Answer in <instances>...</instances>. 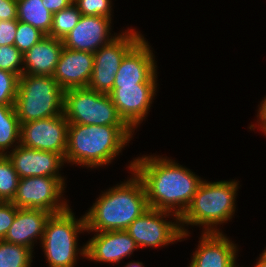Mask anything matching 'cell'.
Listing matches in <instances>:
<instances>
[{"instance_id": "obj_2", "label": "cell", "mask_w": 266, "mask_h": 267, "mask_svg": "<svg viewBox=\"0 0 266 267\" xmlns=\"http://www.w3.org/2000/svg\"><path fill=\"white\" fill-rule=\"evenodd\" d=\"M134 177L97 198L85 216L86 230L95 232L126 230L133 220L149 209L142 180Z\"/></svg>"}, {"instance_id": "obj_11", "label": "cell", "mask_w": 266, "mask_h": 267, "mask_svg": "<svg viewBox=\"0 0 266 267\" xmlns=\"http://www.w3.org/2000/svg\"><path fill=\"white\" fill-rule=\"evenodd\" d=\"M69 122L64 114L21 124L20 144L65 158Z\"/></svg>"}, {"instance_id": "obj_18", "label": "cell", "mask_w": 266, "mask_h": 267, "mask_svg": "<svg viewBox=\"0 0 266 267\" xmlns=\"http://www.w3.org/2000/svg\"><path fill=\"white\" fill-rule=\"evenodd\" d=\"M191 264L194 267H237L236 245L222 232L202 233Z\"/></svg>"}, {"instance_id": "obj_9", "label": "cell", "mask_w": 266, "mask_h": 267, "mask_svg": "<svg viewBox=\"0 0 266 267\" xmlns=\"http://www.w3.org/2000/svg\"><path fill=\"white\" fill-rule=\"evenodd\" d=\"M65 182L60 177L19 178L12 203L17 208L42 209L52 214L67 210L69 205L61 202Z\"/></svg>"}, {"instance_id": "obj_13", "label": "cell", "mask_w": 266, "mask_h": 267, "mask_svg": "<svg viewBox=\"0 0 266 267\" xmlns=\"http://www.w3.org/2000/svg\"><path fill=\"white\" fill-rule=\"evenodd\" d=\"M157 84H136V86H113L109 93L119 115L132 128L145 119L152 104Z\"/></svg>"}, {"instance_id": "obj_28", "label": "cell", "mask_w": 266, "mask_h": 267, "mask_svg": "<svg viewBox=\"0 0 266 267\" xmlns=\"http://www.w3.org/2000/svg\"><path fill=\"white\" fill-rule=\"evenodd\" d=\"M19 76L0 69V105H14Z\"/></svg>"}, {"instance_id": "obj_19", "label": "cell", "mask_w": 266, "mask_h": 267, "mask_svg": "<svg viewBox=\"0 0 266 267\" xmlns=\"http://www.w3.org/2000/svg\"><path fill=\"white\" fill-rule=\"evenodd\" d=\"M52 213L42 209L18 208L13 224L4 237V241L23 245L31 250L34 241L39 236L42 241L47 220Z\"/></svg>"}, {"instance_id": "obj_7", "label": "cell", "mask_w": 266, "mask_h": 267, "mask_svg": "<svg viewBox=\"0 0 266 267\" xmlns=\"http://www.w3.org/2000/svg\"><path fill=\"white\" fill-rule=\"evenodd\" d=\"M63 114L69 124L129 126L109 94L88 87L64 91Z\"/></svg>"}, {"instance_id": "obj_34", "label": "cell", "mask_w": 266, "mask_h": 267, "mask_svg": "<svg viewBox=\"0 0 266 267\" xmlns=\"http://www.w3.org/2000/svg\"><path fill=\"white\" fill-rule=\"evenodd\" d=\"M263 102H261V107H259V122L260 123V128L262 130V132L264 131V134H266V98H264V100H262Z\"/></svg>"}, {"instance_id": "obj_10", "label": "cell", "mask_w": 266, "mask_h": 267, "mask_svg": "<svg viewBox=\"0 0 266 267\" xmlns=\"http://www.w3.org/2000/svg\"><path fill=\"white\" fill-rule=\"evenodd\" d=\"M169 213L171 212L149 208L133 220L126 231L139 248L166 246L189 236L187 229L179 223L180 220L175 223L164 220L166 216L172 215Z\"/></svg>"}, {"instance_id": "obj_35", "label": "cell", "mask_w": 266, "mask_h": 267, "mask_svg": "<svg viewBox=\"0 0 266 267\" xmlns=\"http://www.w3.org/2000/svg\"><path fill=\"white\" fill-rule=\"evenodd\" d=\"M125 267H143L142 262H130L129 264H127Z\"/></svg>"}, {"instance_id": "obj_27", "label": "cell", "mask_w": 266, "mask_h": 267, "mask_svg": "<svg viewBox=\"0 0 266 267\" xmlns=\"http://www.w3.org/2000/svg\"><path fill=\"white\" fill-rule=\"evenodd\" d=\"M23 54L14 45H0V69L23 74Z\"/></svg>"}, {"instance_id": "obj_5", "label": "cell", "mask_w": 266, "mask_h": 267, "mask_svg": "<svg viewBox=\"0 0 266 267\" xmlns=\"http://www.w3.org/2000/svg\"><path fill=\"white\" fill-rule=\"evenodd\" d=\"M64 90L53 76L19 77L14 108L20 124L63 114Z\"/></svg>"}, {"instance_id": "obj_3", "label": "cell", "mask_w": 266, "mask_h": 267, "mask_svg": "<svg viewBox=\"0 0 266 267\" xmlns=\"http://www.w3.org/2000/svg\"><path fill=\"white\" fill-rule=\"evenodd\" d=\"M132 132L130 126L69 124L64 160L91 168L109 164L129 143Z\"/></svg>"}, {"instance_id": "obj_32", "label": "cell", "mask_w": 266, "mask_h": 267, "mask_svg": "<svg viewBox=\"0 0 266 267\" xmlns=\"http://www.w3.org/2000/svg\"><path fill=\"white\" fill-rule=\"evenodd\" d=\"M0 20H17V0H0Z\"/></svg>"}, {"instance_id": "obj_36", "label": "cell", "mask_w": 266, "mask_h": 267, "mask_svg": "<svg viewBox=\"0 0 266 267\" xmlns=\"http://www.w3.org/2000/svg\"><path fill=\"white\" fill-rule=\"evenodd\" d=\"M256 267H266V261L262 258H259L258 262L256 263Z\"/></svg>"}, {"instance_id": "obj_16", "label": "cell", "mask_w": 266, "mask_h": 267, "mask_svg": "<svg viewBox=\"0 0 266 267\" xmlns=\"http://www.w3.org/2000/svg\"><path fill=\"white\" fill-rule=\"evenodd\" d=\"M137 248L126 230L97 232L85 245V257L99 262L119 263Z\"/></svg>"}, {"instance_id": "obj_20", "label": "cell", "mask_w": 266, "mask_h": 267, "mask_svg": "<svg viewBox=\"0 0 266 267\" xmlns=\"http://www.w3.org/2000/svg\"><path fill=\"white\" fill-rule=\"evenodd\" d=\"M63 48L61 39L46 35L23 54V73L53 76Z\"/></svg>"}, {"instance_id": "obj_25", "label": "cell", "mask_w": 266, "mask_h": 267, "mask_svg": "<svg viewBox=\"0 0 266 267\" xmlns=\"http://www.w3.org/2000/svg\"><path fill=\"white\" fill-rule=\"evenodd\" d=\"M19 176L6 155H0V199L12 202L18 187Z\"/></svg>"}, {"instance_id": "obj_1", "label": "cell", "mask_w": 266, "mask_h": 267, "mask_svg": "<svg viewBox=\"0 0 266 267\" xmlns=\"http://www.w3.org/2000/svg\"><path fill=\"white\" fill-rule=\"evenodd\" d=\"M153 157L134 159L130 171L142 180L149 208L172 212L180 220L202 180L171 159Z\"/></svg>"}, {"instance_id": "obj_6", "label": "cell", "mask_w": 266, "mask_h": 267, "mask_svg": "<svg viewBox=\"0 0 266 267\" xmlns=\"http://www.w3.org/2000/svg\"><path fill=\"white\" fill-rule=\"evenodd\" d=\"M82 230H86L85 216L77 220L70 207L50 216L41 241L49 267H74L78 253L85 257V246L81 252L77 247Z\"/></svg>"}, {"instance_id": "obj_29", "label": "cell", "mask_w": 266, "mask_h": 267, "mask_svg": "<svg viewBox=\"0 0 266 267\" xmlns=\"http://www.w3.org/2000/svg\"><path fill=\"white\" fill-rule=\"evenodd\" d=\"M82 15L111 18L110 0H73Z\"/></svg>"}, {"instance_id": "obj_22", "label": "cell", "mask_w": 266, "mask_h": 267, "mask_svg": "<svg viewBox=\"0 0 266 267\" xmlns=\"http://www.w3.org/2000/svg\"><path fill=\"white\" fill-rule=\"evenodd\" d=\"M21 124L14 105H0V155H6L7 149L15 141L20 144ZM19 141V142H18ZM6 151V152H5Z\"/></svg>"}, {"instance_id": "obj_8", "label": "cell", "mask_w": 266, "mask_h": 267, "mask_svg": "<svg viewBox=\"0 0 266 267\" xmlns=\"http://www.w3.org/2000/svg\"><path fill=\"white\" fill-rule=\"evenodd\" d=\"M143 38L137 31H126L94 52V66L88 88L109 94L125 55Z\"/></svg>"}, {"instance_id": "obj_24", "label": "cell", "mask_w": 266, "mask_h": 267, "mask_svg": "<svg viewBox=\"0 0 266 267\" xmlns=\"http://www.w3.org/2000/svg\"><path fill=\"white\" fill-rule=\"evenodd\" d=\"M82 14L74 3L55 12L52 17V26L48 36L63 39L79 22Z\"/></svg>"}, {"instance_id": "obj_31", "label": "cell", "mask_w": 266, "mask_h": 267, "mask_svg": "<svg viewBox=\"0 0 266 267\" xmlns=\"http://www.w3.org/2000/svg\"><path fill=\"white\" fill-rule=\"evenodd\" d=\"M17 20H0V45H14Z\"/></svg>"}, {"instance_id": "obj_33", "label": "cell", "mask_w": 266, "mask_h": 267, "mask_svg": "<svg viewBox=\"0 0 266 267\" xmlns=\"http://www.w3.org/2000/svg\"><path fill=\"white\" fill-rule=\"evenodd\" d=\"M71 3L73 0H42L43 6L52 14L68 7Z\"/></svg>"}, {"instance_id": "obj_21", "label": "cell", "mask_w": 266, "mask_h": 267, "mask_svg": "<svg viewBox=\"0 0 266 267\" xmlns=\"http://www.w3.org/2000/svg\"><path fill=\"white\" fill-rule=\"evenodd\" d=\"M52 17L42 0H17V20L32 25L45 35L50 33Z\"/></svg>"}, {"instance_id": "obj_23", "label": "cell", "mask_w": 266, "mask_h": 267, "mask_svg": "<svg viewBox=\"0 0 266 267\" xmlns=\"http://www.w3.org/2000/svg\"><path fill=\"white\" fill-rule=\"evenodd\" d=\"M32 251L26 246L0 240V267H30Z\"/></svg>"}, {"instance_id": "obj_37", "label": "cell", "mask_w": 266, "mask_h": 267, "mask_svg": "<svg viewBox=\"0 0 266 267\" xmlns=\"http://www.w3.org/2000/svg\"><path fill=\"white\" fill-rule=\"evenodd\" d=\"M260 258L266 261V249L263 251V253L260 255Z\"/></svg>"}, {"instance_id": "obj_15", "label": "cell", "mask_w": 266, "mask_h": 267, "mask_svg": "<svg viewBox=\"0 0 266 267\" xmlns=\"http://www.w3.org/2000/svg\"><path fill=\"white\" fill-rule=\"evenodd\" d=\"M11 151L6 156L19 178L49 176L60 177L64 181L63 177L58 174L59 168L65 163L60 154L28 148L21 144Z\"/></svg>"}, {"instance_id": "obj_26", "label": "cell", "mask_w": 266, "mask_h": 267, "mask_svg": "<svg viewBox=\"0 0 266 267\" xmlns=\"http://www.w3.org/2000/svg\"><path fill=\"white\" fill-rule=\"evenodd\" d=\"M46 35L28 23L17 20V31L14 46L22 53H26Z\"/></svg>"}, {"instance_id": "obj_12", "label": "cell", "mask_w": 266, "mask_h": 267, "mask_svg": "<svg viewBox=\"0 0 266 267\" xmlns=\"http://www.w3.org/2000/svg\"><path fill=\"white\" fill-rule=\"evenodd\" d=\"M154 55L144 37L125 55L116 72L113 86L156 84Z\"/></svg>"}, {"instance_id": "obj_17", "label": "cell", "mask_w": 266, "mask_h": 267, "mask_svg": "<svg viewBox=\"0 0 266 267\" xmlns=\"http://www.w3.org/2000/svg\"><path fill=\"white\" fill-rule=\"evenodd\" d=\"M94 53L63 48L53 78L65 91L88 87Z\"/></svg>"}, {"instance_id": "obj_4", "label": "cell", "mask_w": 266, "mask_h": 267, "mask_svg": "<svg viewBox=\"0 0 266 267\" xmlns=\"http://www.w3.org/2000/svg\"><path fill=\"white\" fill-rule=\"evenodd\" d=\"M237 189L238 182L236 181L207 182L202 180L191 204L180 217V224L204 225L205 233L220 232L213 226L232 218L236 208L234 202Z\"/></svg>"}, {"instance_id": "obj_14", "label": "cell", "mask_w": 266, "mask_h": 267, "mask_svg": "<svg viewBox=\"0 0 266 267\" xmlns=\"http://www.w3.org/2000/svg\"><path fill=\"white\" fill-rule=\"evenodd\" d=\"M110 23L111 18L108 17L82 15L77 25L62 39L63 46L94 53L118 36H109Z\"/></svg>"}, {"instance_id": "obj_30", "label": "cell", "mask_w": 266, "mask_h": 267, "mask_svg": "<svg viewBox=\"0 0 266 267\" xmlns=\"http://www.w3.org/2000/svg\"><path fill=\"white\" fill-rule=\"evenodd\" d=\"M17 210L18 208L12 202L0 203V240L4 239L13 224Z\"/></svg>"}]
</instances>
